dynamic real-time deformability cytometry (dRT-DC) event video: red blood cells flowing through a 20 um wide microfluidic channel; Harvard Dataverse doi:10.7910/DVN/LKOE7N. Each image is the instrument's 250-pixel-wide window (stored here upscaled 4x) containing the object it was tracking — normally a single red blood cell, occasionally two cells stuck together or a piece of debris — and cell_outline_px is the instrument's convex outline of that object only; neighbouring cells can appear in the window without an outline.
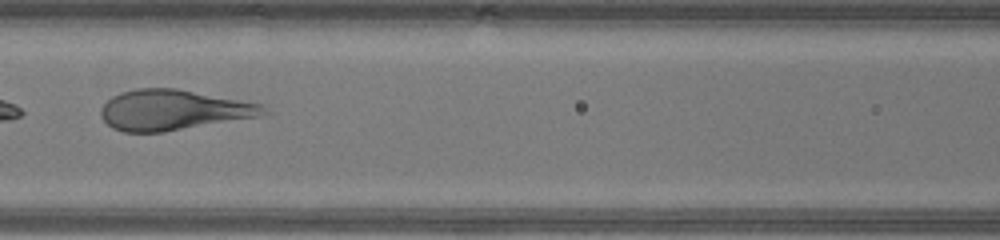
{"species": "human", "species_latin": "Homo sapiens", "temperature_condition": "warm", "stored_images_in_passage": 32, "camera_frame_rate_fps": 3000, "um_per_image_px": 0.085, "donor": {"sex": "male"}, "frame": {"image": 1, "passage_image": 10, "time_ms": 3.0, "image_size_px": [1000, 240], "cell_outline_px": [[268, 112], [260, 116], [164, 132], [124, 132], [112, 128], [100, 116], [100, 108], [112, 96], [120, 92], [136, 88], [176, 88], [264, 104]], "centroid_in_image_um": [14.71, 9.34], "position_along_channel_um": 151.9, "area_um2": 38.32}}
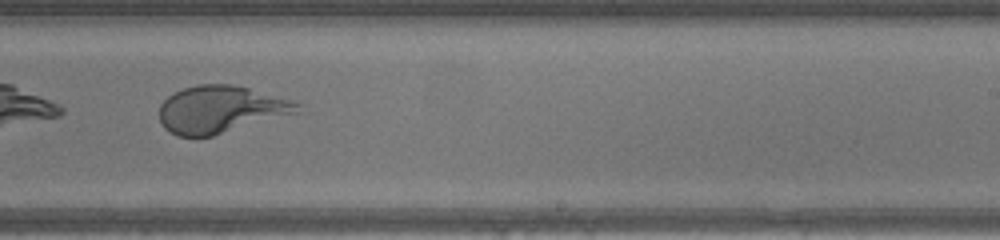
{"frame": {"image": 2, "passage_image": 18, "time_ms": 5.667, "image_size_px": [1000, 240], "cell_outline_px": [[308, 112], [212, 136], [176, 136], [164, 128], [160, 120], [160, 104], [168, 96], [184, 88], [196, 84], [232, 84], [296, 100], [304, 104]], "centroid_in_image_um": [18.93, 9.31], "position_along_channel_um": 270.1, "area_um2": 39.13}}
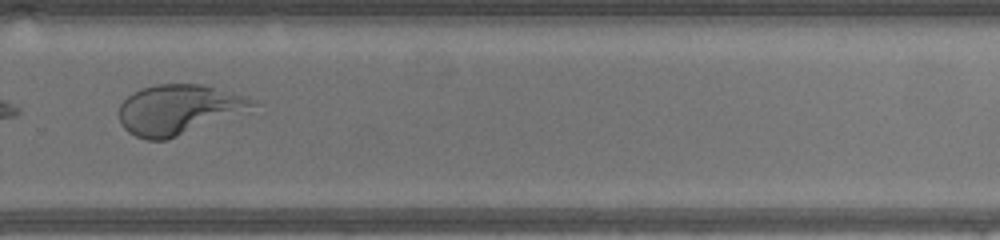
{"frame": {"image": 3, "passage_image": 21, "time_ms": 6.667, "image_size_px": [1000, 240], "cell_outline_px": [[264, 104], [168, 140], [148, 140], [136, 136], [128, 132], [120, 124], [120, 104], [132, 92], [140, 88], [156, 84], [204, 84], [244, 96], [256, 100]], "centroid_in_image_um": [15.18, 9.3], "position_along_channel_um": 314.6, "area_um2": 38.78}}